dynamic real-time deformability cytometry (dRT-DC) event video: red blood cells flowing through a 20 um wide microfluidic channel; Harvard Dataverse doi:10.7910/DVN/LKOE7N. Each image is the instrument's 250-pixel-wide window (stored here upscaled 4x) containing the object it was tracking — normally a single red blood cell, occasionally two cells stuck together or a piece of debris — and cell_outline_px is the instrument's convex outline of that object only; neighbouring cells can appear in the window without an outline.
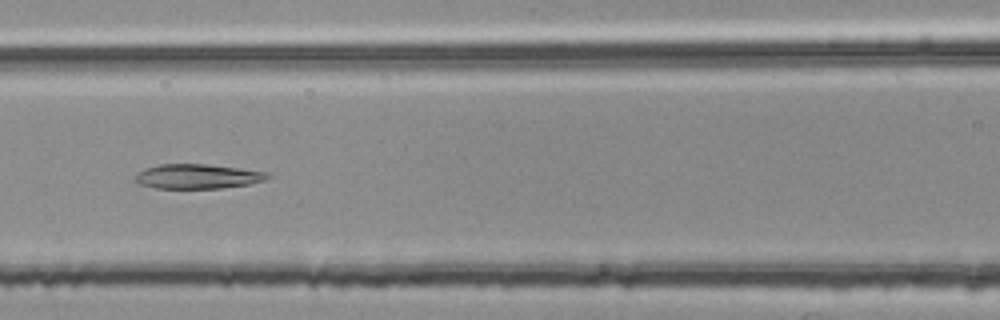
{"species": "common noctule bat (a hibernating species)", "species_latin": "Nyctalus noctula", "temperature_condition": "room temperature", "stored_images_in_passage": 52, "camera_frame_rate_fps": 3000, "um_per_image_px": 0.085, "animal": {"sex": "female", "body_mass_g": 25.1}, "frame": {"image": 1, "passage_image": 23, "time_ms": 7.333, "image_size_px": [1000, 320], "cell_outline_px": [[272, 176], [264, 180], [248, 184], [220, 188], [156, 188], [140, 184], [132, 180], [144, 168], [160, 164], [204, 164], [268, 172]], "centroid_in_image_um": [16.77, 14.99], "position_along_channel_um": 149.8, "area_um2": 18.79}}
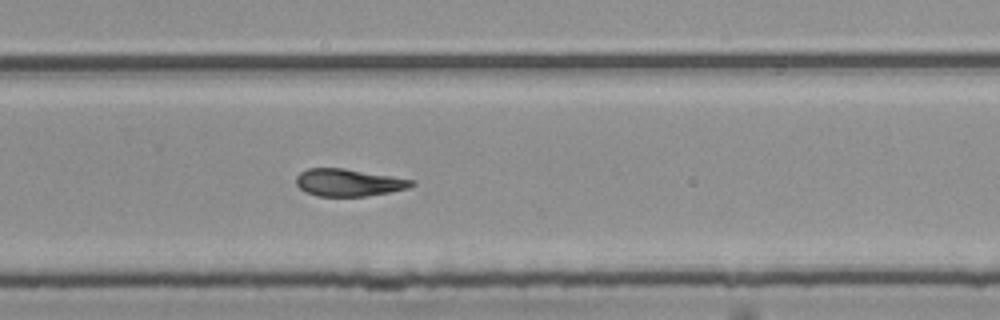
{"frame": {"image": 2, "passage_image": 35, "time_ms": 11.333, "image_size_px": [1000, 320], "cell_outline_px": [[416, 184], [408, 188], [388, 192], [364, 196], [316, 196], [304, 192], [296, 184], [296, 176], [300, 172], [308, 168], [344, 168], [416, 180]], "centroid_in_image_um": [29.62, 15.51], "position_along_channel_um": 300.2, "area_um2": 18.44}}
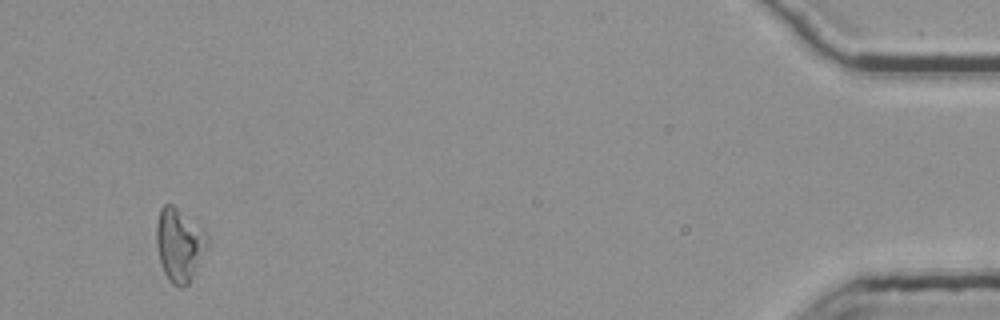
{"frame": {"image": 3, "passage_image": 51, "time_ms": 16.667, "image_size_px": [1000, 320], "cell_outline_px": [[208, 244], [188, 284], [184, 288], [180, 288], [172, 284], [168, 280], [160, 264], [156, 244], [156, 224], [160, 208], [164, 204], [172, 204], [204, 228], [208, 232]], "centroid_in_image_um": [15.23, 20.78], "position_along_channel_um": 420.0, "area_um2": 21.91}}